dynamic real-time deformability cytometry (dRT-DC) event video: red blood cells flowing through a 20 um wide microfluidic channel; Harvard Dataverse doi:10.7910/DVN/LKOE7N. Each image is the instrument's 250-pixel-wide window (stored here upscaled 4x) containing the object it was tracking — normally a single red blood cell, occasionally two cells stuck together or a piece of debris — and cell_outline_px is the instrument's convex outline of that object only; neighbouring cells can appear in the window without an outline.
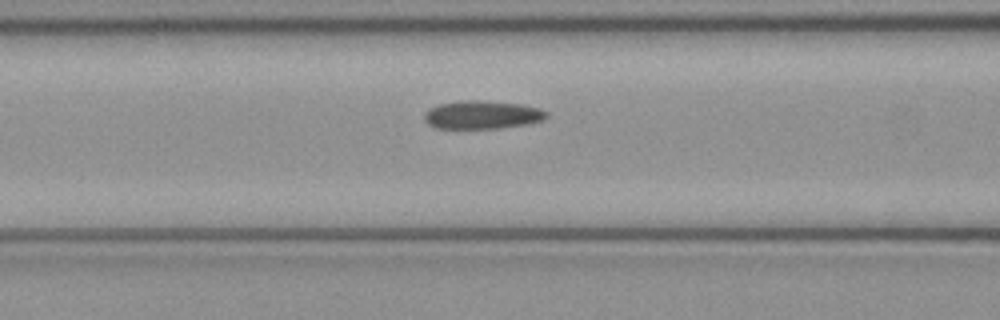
{"species": "common noctule bat (a hibernating species)", "species_latin": "Nyctalus noctula", "temperature_condition": "cold", "stored_images_in_passage": 5, "camera_frame_rate_fps": 3000, "um_per_image_px": 0.085, "animal": {"sex": "female", "body_mass_g": 21.9}, "frame": {"image": 1, "passage_image": 5, "time_ms": 1.333, "image_size_px": [1000, 320], "cell_outline_px": [[548, 116], [540, 120], [524, 124], [496, 128], [436, 128], [428, 124], [424, 120], [424, 112], [428, 108], [440, 104], [456, 100], [480, 100], [524, 104], [540, 108], [548, 112]], "centroid_in_image_um": [40.94, 9.74], "position_along_channel_um": 125.7, "area_um2": 20.17}}